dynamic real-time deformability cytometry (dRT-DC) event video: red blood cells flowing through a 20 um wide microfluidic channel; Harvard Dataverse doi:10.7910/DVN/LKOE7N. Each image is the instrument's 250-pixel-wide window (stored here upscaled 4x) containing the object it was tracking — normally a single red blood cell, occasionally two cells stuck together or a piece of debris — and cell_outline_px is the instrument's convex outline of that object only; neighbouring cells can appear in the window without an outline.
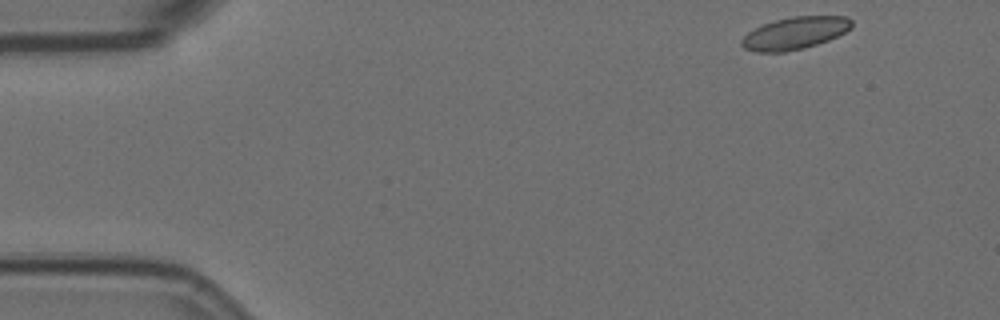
{"species": "Egyptian fruit bat (a non-hibernating species)", "species_latin": "Rousettus aegyptiacus", "temperature_condition": "room temperature", "stored_images_in_passage": 4, "camera_frame_rate_fps": 3000, "um_per_image_px": 0.085, "animal": {"sex": "female"}, "frame": {"image": 1, "passage_image": 1, "time_ms": 0.0, "image_size_px": [1000, 320], "cell_outline_px": [[852, 28], [828, 40], [804, 48], [784, 52], [756, 52], [744, 48], [740, 44], [740, 40], [748, 32], [764, 24], [776, 20], [792, 16], [848, 16], [852, 20]], "centroid_in_image_um": [67.56, 2.81], "position_along_channel_um": 17.4, "area_um2": 20.63}}
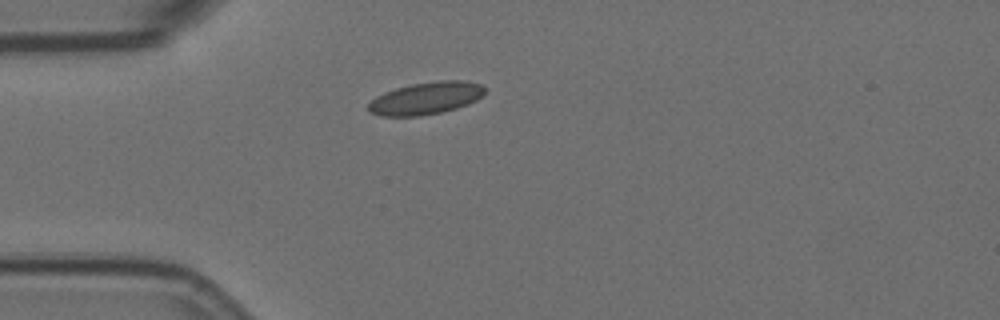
{"frame": {"image": 2, "passage_image": 4, "time_ms": 1.0, "image_size_px": [1000, 320], "cell_outline_px": [[484, 92], [476, 100], [468, 104], [456, 108], [440, 112], [420, 116], [380, 116], [368, 112], [368, 104], [376, 96], [384, 92], [396, 88], [412, 84], [440, 80], [464, 80], [480, 84], [484, 88]], "centroid_in_image_um": [36.16, 8.35], "position_along_channel_um": 48.8, "area_um2": 21.85}}